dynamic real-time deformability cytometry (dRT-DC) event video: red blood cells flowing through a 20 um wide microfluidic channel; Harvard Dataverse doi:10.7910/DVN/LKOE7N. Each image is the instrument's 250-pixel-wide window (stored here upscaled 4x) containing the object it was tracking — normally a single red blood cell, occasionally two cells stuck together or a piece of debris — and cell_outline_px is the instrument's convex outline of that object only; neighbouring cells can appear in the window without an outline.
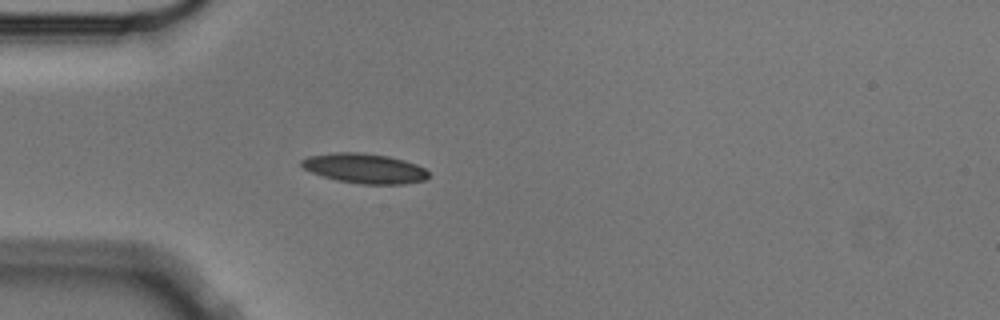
{"species": "Egyptian fruit bat (a non-hibernating species)", "species_latin": "Rousettus aegyptiacus", "temperature_condition": "cold", "stored_images_in_passage": 4, "camera_frame_rate_fps": 3000, "um_per_image_px": 0.085, "animal": {"sex": "male"}, "frame": {"image": 1, "passage_image": 4, "time_ms": 1.0, "image_size_px": [1000, 320], "cell_outline_px": [[432, 176], [424, 180], [404, 184], [360, 184], [336, 180], [312, 172], [304, 168], [300, 164], [300, 160], [308, 156], [336, 152], [360, 152], [388, 156], [404, 160], [416, 164], [424, 168]], "centroid_in_image_um": [31.01, 14.31], "position_along_channel_um": 54.0, "area_um2": 22.14}}